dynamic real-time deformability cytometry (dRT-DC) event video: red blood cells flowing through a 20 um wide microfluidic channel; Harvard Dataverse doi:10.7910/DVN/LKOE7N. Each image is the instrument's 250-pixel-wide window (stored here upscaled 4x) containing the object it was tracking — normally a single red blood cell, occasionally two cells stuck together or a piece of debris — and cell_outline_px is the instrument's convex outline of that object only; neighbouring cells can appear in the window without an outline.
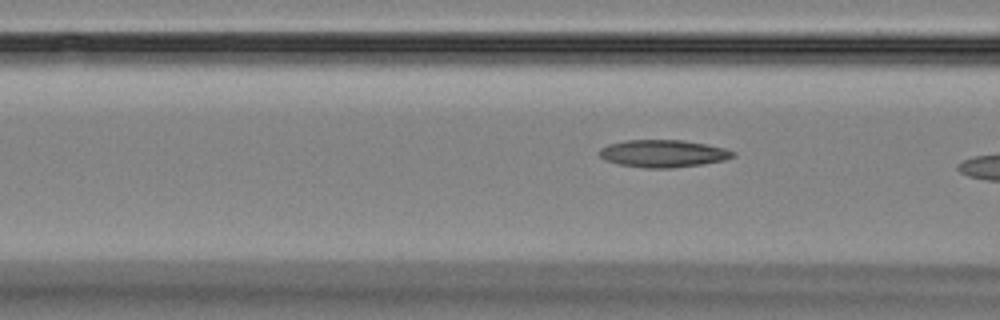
{"species": "Egyptian fruit bat (a non-hibernating species)", "species_latin": "Rousettus aegyptiacus", "temperature_condition": "room temperature", "stored_images_in_passage": 7, "segment_of_instrument_passage": [2, 2], "camera_frame_rate_fps": 3000, "um_per_image_px": 0.085, "animal": {"sex": "female"}, "frame": {"image": 1, "passage_image": 7, "time_ms": 7.0, "image_size_px": [1000, 320], "cell_outline_px": [[736, 156], [724, 160], [700, 164], [672, 168], [644, 168], [620, 164], [604, 160], [600, 156], [600, 148], [608, 144], [624, 140], [684, 140], [724, 148], [736, 152]], "centroid_in_image_um": [56.35, 13.05], "position_along_channel_um": 110.2, "area_um2": 21.27}}